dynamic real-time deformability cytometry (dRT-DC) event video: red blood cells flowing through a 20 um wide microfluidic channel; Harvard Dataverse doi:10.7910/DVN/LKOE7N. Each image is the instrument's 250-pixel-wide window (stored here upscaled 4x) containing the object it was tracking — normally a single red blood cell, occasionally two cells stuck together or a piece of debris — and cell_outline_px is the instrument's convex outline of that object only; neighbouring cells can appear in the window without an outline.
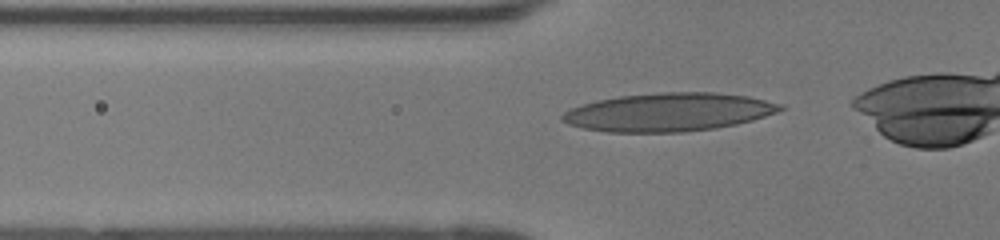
{"species": "human", "species_latin": "Homo sapiens", "temperature_condition": "room temperature", "stored_images_in_passage": 39, "camera_frame_rate_fps": 3000, "um_per_image_px": 0.085, "donor": {"sex": "female"}, "frame": {"image": 1, "passage_image": 12, "time_ms": 3.667, "image_size_px": [1000, 240], "cell_outline_px": [[784, 108], [776, 112], [752, 120], [736, 124], [716, 128], [684, 132], [608, 132], [584, 128], [568, 124], [560, 120], [560, 116], [564, 112], [572, 108], [596, 100], [620, 96], [660, 92], [716, 92], [748, 96], [784, 104]], "centroid_in_image_um": [56.84, 9.53], "position_along_channel_um": 69.0, "area_um2": 48.67}}
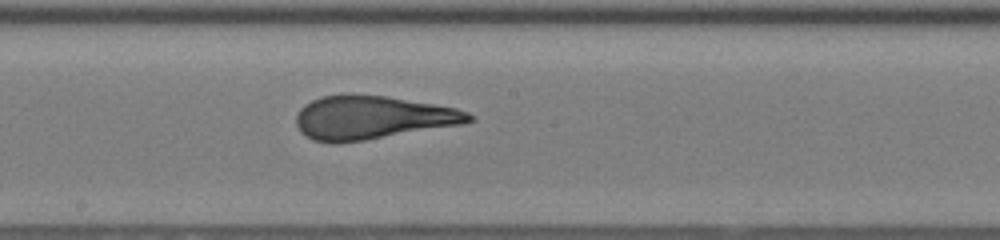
{"frame": {"image": 2, "passage_image": 23, "time_ms": 7.333, "image_size_px": [1000, 240], "cell_outline_px": [[472, 120], [464, 124], [364, 140], [336, 144], [332, 144], [312, 140], [300, 132], [296, 124], [296, 116], [300, 108], [304, 104], [320, 96], [384, 96], [456, 108], [468, 112], [472, 116]], "centroid_in_image_um": [31.6, 10.03], "position_along_channel_um": 216.6, "area_um2": 43.18}}
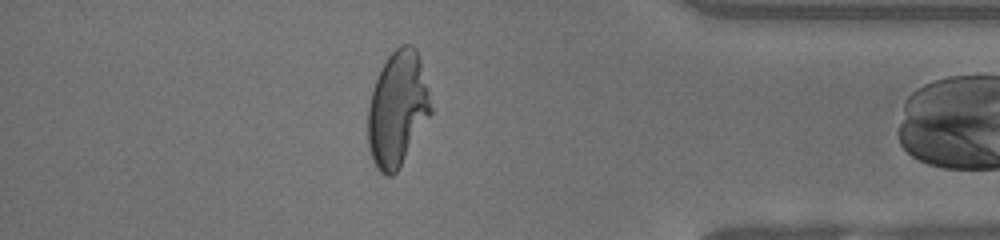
{"frame": {"image": 3, "passage_image": 38, "time_ms": 12.333, "image_size_px": [1000, 240], "cell_outline_px": [[432, 112], [396, 172], [392, 176], [384, 176], [376, 168], [372, 160], [368, 144], [368, 108], [372, 92], [380, 68], [388, 56], [400, 44], [412, 44], [416, 48], [420, 60], [428, 88], [432, 108]], "centroid_in_image_um": [33.78, 9.25], "position_along_channel_um": 401.4, "area_um2": 41.96}}